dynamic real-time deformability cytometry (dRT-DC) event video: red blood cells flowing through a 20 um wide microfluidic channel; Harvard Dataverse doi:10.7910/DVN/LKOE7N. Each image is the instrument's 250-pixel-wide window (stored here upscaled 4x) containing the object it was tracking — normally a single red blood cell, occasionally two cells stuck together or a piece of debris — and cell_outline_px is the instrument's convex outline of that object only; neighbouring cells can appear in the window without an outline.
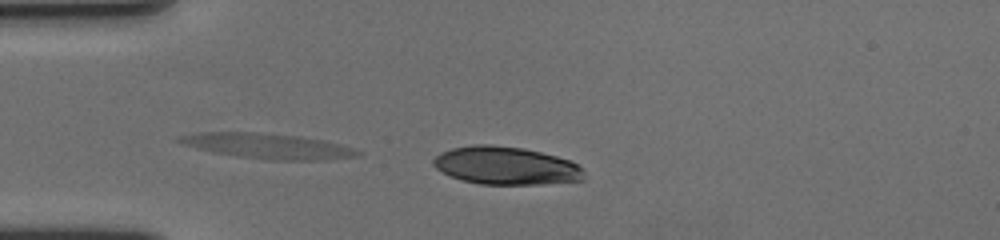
{"species": "human", "species_latin": "Homo sapiens", "temperature_condition": "cold", "stored_images_in_passage": 36, "segment_of_instrument_passage": [1, 2], "camera_frame_rate_fps": 3000, "um_per_image_px": 0.085, "donor": {"sex": "female"}, "frame": {"image": 1, "passage_image": 1, "time_ms": 0.0, "image_size_px": [1000, 240], "cell_outline_px": [[584, 180], [540, 184], [480, 184], [460, 180], [436, 168], [432, 164], [432, 160], [440, 152], [452, 148], [472, 144], [488, 144], [524, 148], [572, 160], [584, 172]], "centroid_in_image_um": [42.99, 14.07], "position_along_channel_um": 42.0, "area_um2": 33.35}}
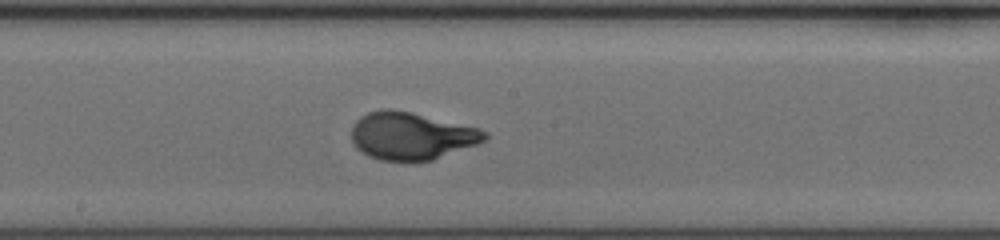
{"frame": {"image": 2, "passage_image": 18, "time_ms": 5.667, "image_size_px": [1000, 240], "cell_outline_px": [[488, 136], [484, 140], [476, 144], [432, 160], [380, 160], [368, 156], [356, 148], [352, 144], [352, 128], [356, 120], [360, 116], [368, 112], [380, 108], [392, 108], [412, 112], [480, 128], [488, 132]], "centroid_in_image_um": [34.93, 11.53], "position_along_channel_um": 213.3, "area_um2": 36.88}}
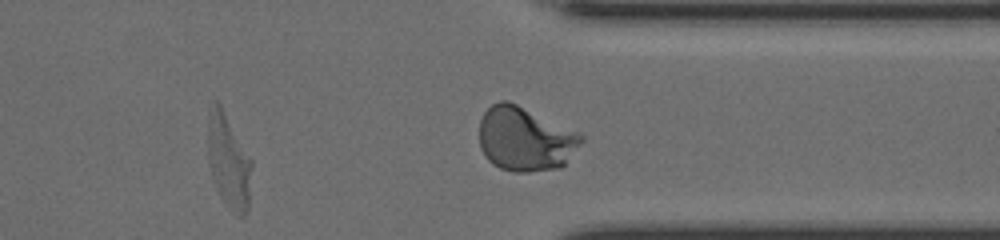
{"frame": {"image": 3, "passage_image": 31, "time_ms": 10.0, "image_size_px": [1000, 240], "cell_outline_px": [[584, 140], [564, 164], [560, 168], [528, 172], [512, 172], [500, 168], [492, 164], [484, 156], [480, 148], [480, 120], [484, 112], [492, 104], [500, 100], [508, 100], [580, 132], [584, 136]], "centroid_in_image_um": [44.64, 11.81], "position_along_channel_um": 366.8, "area_um2": 38.44}}